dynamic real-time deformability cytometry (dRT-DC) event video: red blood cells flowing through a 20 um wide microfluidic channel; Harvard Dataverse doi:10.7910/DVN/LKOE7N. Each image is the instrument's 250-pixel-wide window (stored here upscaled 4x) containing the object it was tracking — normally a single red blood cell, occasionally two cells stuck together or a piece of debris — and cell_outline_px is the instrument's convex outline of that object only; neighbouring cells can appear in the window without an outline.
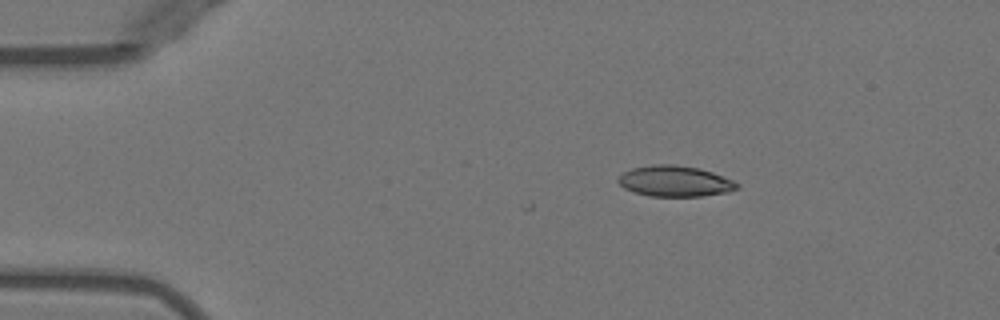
{"species": "Egyptian fruit bat (a non-hibernating species)", "species_latin": "Rousettus aegyptiacus", "temperature_condition": "warm", "stored_images_in_passage": 2, "camera_frame_rate_fps": 3000, "um_per_image_px": 0.085, "animal": {"sex": "female"}, "frame": {"image": 1, "passage_image": 2, "time_ms": 0.333, "image_size_px": [1000, 320], "cell_outline_px": [[740, 188], [728, 192], [700, 196], [648, 196], [624, 188], [616, 180], [624, 172], [632, 168], [652, 164], [672, 164], [696, 168], [712, 172], [732, 180], [740, 184]], "centroid_in_image_um": [57.37, 15.4], "position_along_channel_um": 27.6, "area_um2": 21.21}}